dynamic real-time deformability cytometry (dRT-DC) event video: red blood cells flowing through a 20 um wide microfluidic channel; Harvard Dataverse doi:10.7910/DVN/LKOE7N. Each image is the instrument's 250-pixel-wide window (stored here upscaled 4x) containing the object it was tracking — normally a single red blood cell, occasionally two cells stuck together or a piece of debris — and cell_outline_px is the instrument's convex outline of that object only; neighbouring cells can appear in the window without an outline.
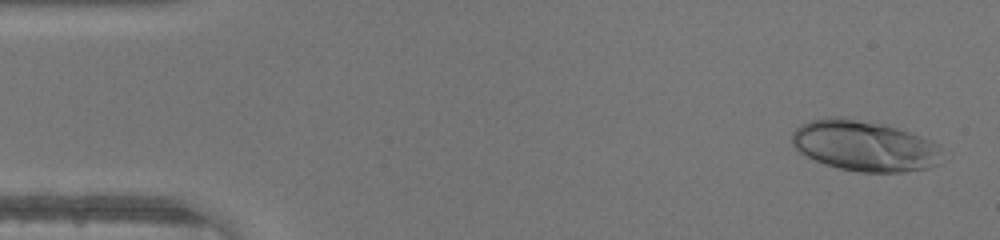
{"species": "human", "species_latin": "Homo sapiens", "temperature_condition": "warm", "stored_images_in_passage": 45, "camera_frame_rate_fps": 3000, "um_per_image_px": 0.085, "donor": {"sex": "male"}, "frame": {"image": 1, "passage_image": 2, "time_ms": 0.333, "image_size_px": [1000, 240], "cell_outline_px": [[940, 144], [936, 164], [928, 168], [904, 172], [860, 172], [840, 168], [824, 164], [800, 152], [792, 144], [792, 132], [800, 124], [824, 116], [844, 116], [884, 124], [908, 132]], "centroid_in_image_um": [73.42, 12.37], "position_along_channel_um": 11.6, "area_um2": 44.16}}
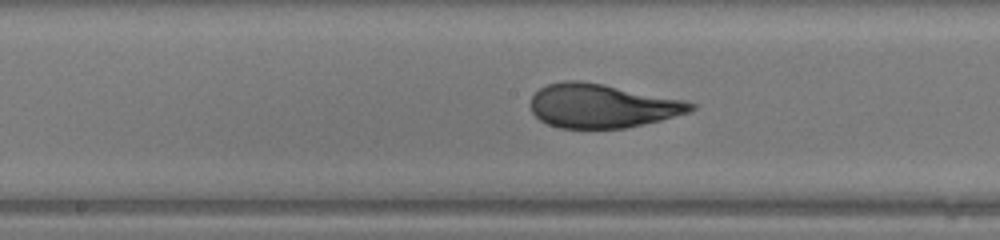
{"frame": {"image": 2, "passage_image": 23, "time_ms": 7.333, "image_size_px": [1000, 240], "cell_outline_px": [[696, 108], [692, 112], [660, 120], [624, 128], [560, 128], [548, 124], [540, 120], [532, 112], [532, 96], [540, 88], [548, 84], [564, 80], [580, 80], [684, 100], [696, 104]], "centroid_in_image_um": [51.18, 9.0], "position_along_channel_um": 197.0, "area_um2": 40.63}}
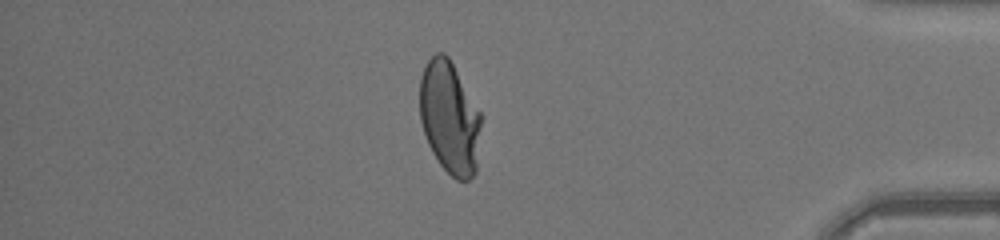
{"frame": {"image": 3, "passage_image": 39, "time_ms": 12.667, "image_size_px": [1000, 240], "cell_outline_px": [[480, 124], [476, 172], [468, 180], [456, 180], [440, 164], [432, 152], [428, 144], [420, 120], [420, 76], [428, 60], [436, 52], [444, 52], [448, 56], [480, 112]], "centroid_in_image_um": [38.19, 9.99], "position_along_channel_um": 397.0, "area_um2": 39.82}}